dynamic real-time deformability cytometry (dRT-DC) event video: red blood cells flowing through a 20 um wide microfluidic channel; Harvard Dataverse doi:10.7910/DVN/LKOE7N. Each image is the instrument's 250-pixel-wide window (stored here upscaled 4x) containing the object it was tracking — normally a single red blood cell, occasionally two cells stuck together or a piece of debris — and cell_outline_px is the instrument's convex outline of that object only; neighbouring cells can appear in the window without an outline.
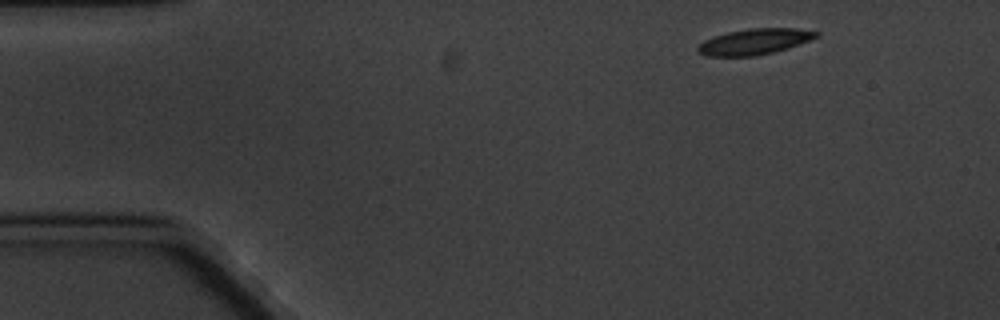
{"species": "common noctule bat (a hibernating species)", "species_latin": "Nyctalus noctula", "temperature_condition": "cold", "stored_images_in_passage": 3, "camera_frame_rate_fps": 3000, "um_per_image_px": 0.085, "animal": {"sex": "male", "body_mass_g": 20.1, "forearm_length_mm": 53.5}, "frame": {"image": 1, "passage_image": 1, "time_ms": 0.0, "image_size_px": [1000, 320], "cell_outline_px": [[820, 36], [788, 48], [756, 56], [704, 56], [696, 52], [696, 48], [704, 40], [728, 32], [748, 28], [796, 28], [820, 32]], "centroid_in_image_um": [64.12, 3.54], "position_along_channel_um": 20.9, "area_um2": 17.86}}